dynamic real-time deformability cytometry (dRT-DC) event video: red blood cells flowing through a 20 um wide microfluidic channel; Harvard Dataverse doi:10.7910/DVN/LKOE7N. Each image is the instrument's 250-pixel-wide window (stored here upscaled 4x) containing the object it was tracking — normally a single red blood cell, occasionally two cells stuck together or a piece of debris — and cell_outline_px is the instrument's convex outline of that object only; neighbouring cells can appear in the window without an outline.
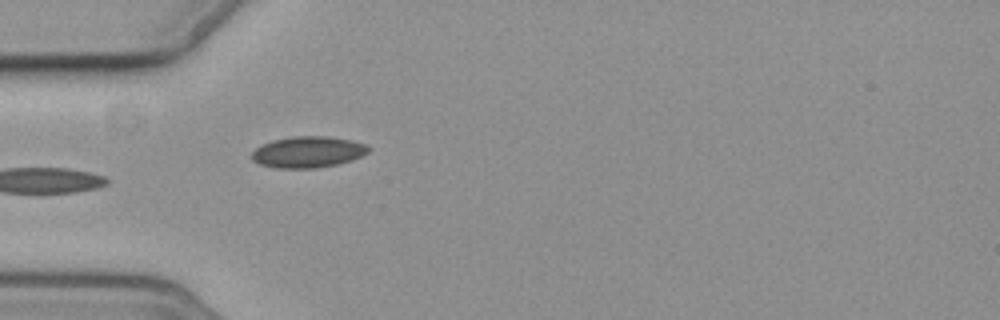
{"species": "common noctule bat (a hibernating species)", "species_latin": "Nyctalus noctula", "temperature_condition": "cold", "stored_images_in_passage": 4, "camera_frame_rate_fps": 3000, "um_per_image_px": 0.085, "animal": {"sex": "female", "body_mass_g": 19.3, "forearm_length_mm": 54.1}, "frame": {"image": 1, "passage_image": 4, "time_ms": 3.667, "image_size_px": [1000, 320], "cell_outline_px": [[372, 148], [368, 152], [352, 160], [336, 164], [316, 168], [276, 168], [260, 164], [252, 160], [252, 152], [260, 144], [272, 140], [292, 136], [328, 136], [352, 140], [368, 144]], "centroid_in_image_um": [26.19, 12.91], "position_along_channel_um": 58.8, "area_um2": 21.44}}